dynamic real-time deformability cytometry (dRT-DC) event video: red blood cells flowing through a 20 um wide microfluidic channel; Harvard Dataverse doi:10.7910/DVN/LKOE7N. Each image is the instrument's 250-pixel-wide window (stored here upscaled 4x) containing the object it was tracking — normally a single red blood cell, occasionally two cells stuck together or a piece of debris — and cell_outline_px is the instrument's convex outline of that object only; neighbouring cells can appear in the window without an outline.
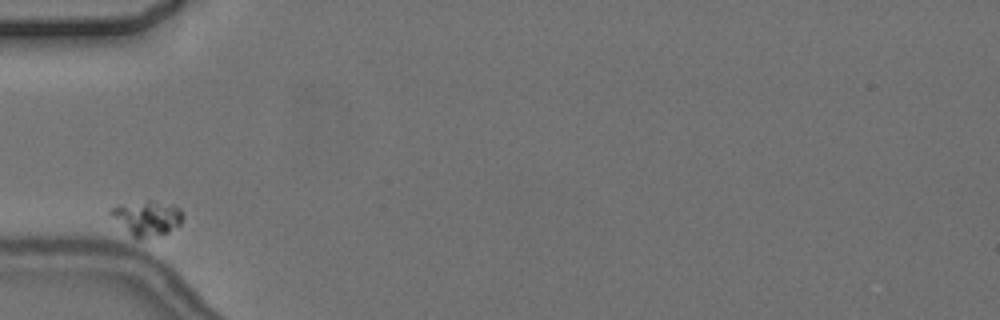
{"species": "common noctule bat (a hibernating species)", "species_latin": "Nyctalus noctula", "temperature_condition": "cold", "stored_images_in_passage": 3, "camera_frame_rate_fps": 3000, "um_per_image_px": 0.085, "animal": {"sex": "female", "body_mass_g": 24.6, "forearm_length_mm": 56.2}, "frame": {"image": 1, "passage_image": 1, "time_ms": 0.0, "image_size_px": [1000, 320], "cell_outline_px": [[184, 216], [180, 224], [164, 236], [140, 240], [136, 240], [108, 212], [112, 208], [120, 204], [148, 200], [172, 204], [180, 208]], "centroid_in_image_um": [12.54, 18.56], "position_along_channel_um": 72.5, "area_um2": 14.97}}
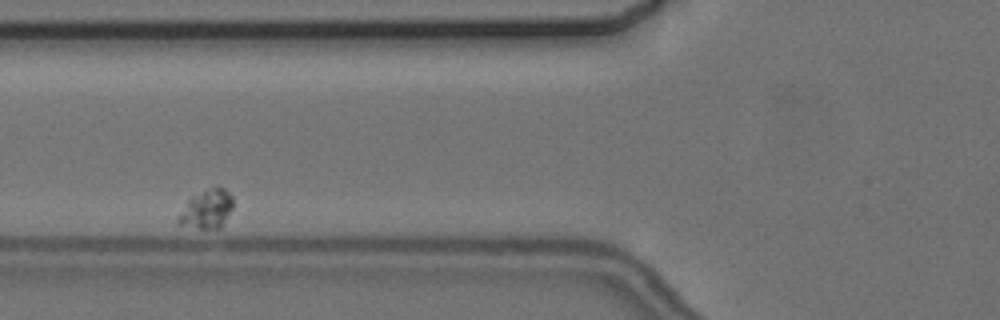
{"frame": {"image": 2, "passage_image": 2, "time_ms": 1.333, "image_size_px": [1000, 320], "cell_outline_px": [[232, 208], [220, 228], [200, 228], [176, 224], [176, 216], [188, 200], [192, 196], [212, 188], [224, 188], [232, 196]], "centroid_in_image_um": [17.53, 17.8], "position_along_channel_um": 108.3, "area_um2": 12.14}}